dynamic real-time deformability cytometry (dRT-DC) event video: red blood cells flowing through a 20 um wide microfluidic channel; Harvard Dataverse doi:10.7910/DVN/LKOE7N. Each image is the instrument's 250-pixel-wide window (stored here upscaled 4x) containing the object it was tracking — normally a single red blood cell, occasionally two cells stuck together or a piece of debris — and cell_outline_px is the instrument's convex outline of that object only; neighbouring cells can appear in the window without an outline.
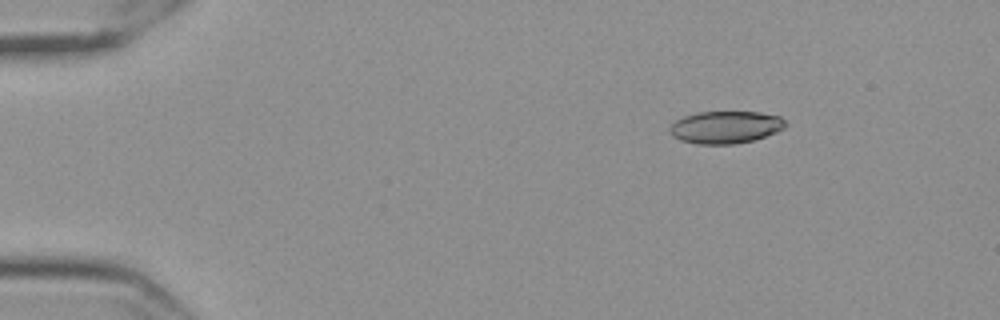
{"species": "Egyptian fruit bat (a non-hibernating species)", "species_latin": "Rousettus aegyptiacus", "temperature_condition": "cold", "stored_images_in_passage": 50, "camera_frame_rate_fps": 3000, "um_per_image_px": 0.085, "frame": {"image": 1, "passage_image": 1, "time_ms": 0.0, "image_size_px": [1000, 320], "cell_outline_px": [[788, 124], [784, 128], [776, 132], [752, 140], [736, 144], [696, 144], [680, 140], [672, 136], [668, 132], [668, 128], [676, 120], [684, 116], [700, 112], [760, 112], [780, 116]], "centroid_in_image_um": [61.65, 10.81], "position_along_channel_um": 23.3, "area_um2": 21.91}}
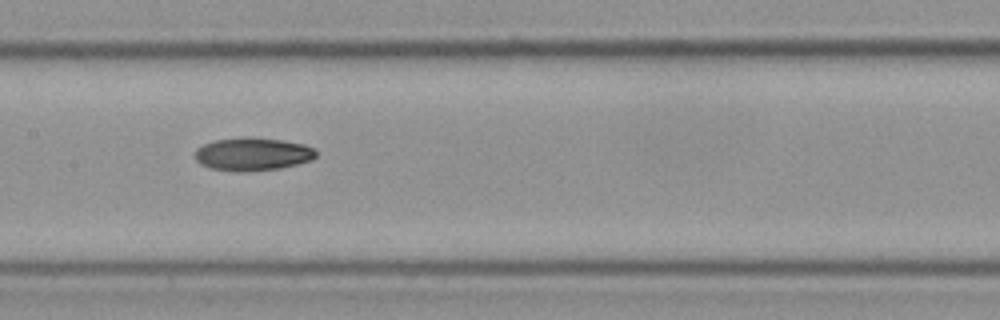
{"frame": {"image": 2, "passage_image": 22, "time_ms": 7.0, "image_size_px": [1000, 320], "cell_outline_px": [[316, 156], [312, 160], [280, 168], [248, 172], [236, 172], [212, 168], [200, 164], [196, 160], [196, 148], [204, 144], [216, 140], [280, 140], [304, 144], [316, 148]], "centroid_in_image_um": [21.51, 13.15], "position_along_channel_um": 185.9, "area_um2": 22.48}}
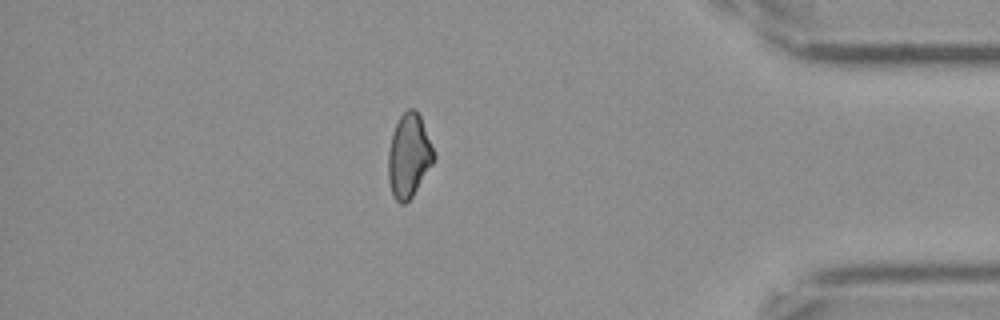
{"frame": {"image": 3, "passage_image": 43, "time_ms": 14.0, "image_size_px": [1000, 320], "cell_outline_px": [[436, 156], [432, 164], [412, 196], [404, 204], [400, 204], [392, 196], [388, 180], [388, 148], [392, 132], [400, 116], [408, 108], [416, 108], [420, 116]], "centroid_in_image_um": [34.73, 13.23], "position_along_channel_um": 400.5, "area_um2": 22.2}, "authors_computed_cell_mechanics": {"area_um2": 22.4264, "velocity_mm_per_s": 3.5386, "shape_relaxation_time_tau1_ms": null, "shape_relaxation_time_tau2_ms": 8.7083, "deformation_change_tau1": null, "deformation_change_tau2": 0.1502}}